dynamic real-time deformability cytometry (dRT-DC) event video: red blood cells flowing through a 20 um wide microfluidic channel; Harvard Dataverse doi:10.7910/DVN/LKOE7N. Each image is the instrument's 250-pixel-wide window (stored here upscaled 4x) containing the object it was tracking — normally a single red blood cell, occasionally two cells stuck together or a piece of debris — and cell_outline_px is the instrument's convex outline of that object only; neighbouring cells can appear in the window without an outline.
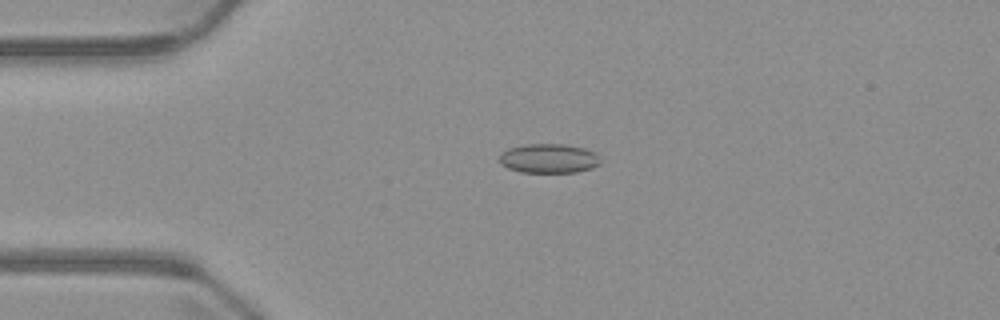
{"species": "common noctule bat (a hibernating species)", "species_latin": "Nyctalus noctula", "temperature_condition": "warm", "stored_images_in_passage": 4, "camera_frame_rate_fps": 3000, "um_per_image_px": 0.085, "animal": {"sex": "male", "body_mass_g": 23.1, "forearm_length_mm": 52.7}, "frame": {"image": 1, "passage_image": 3, "time_ms": 3.667, "image_size_px": [1000, 320], "cell_outline_px": [[600, 164], [592, 168], [576, 172], [520, 172], [508, 168], [500, 164], [500, 152], [508, 148], [528, 144], [564, 144], [584, 148], [596, 152]], "centroid_in_image_um": [46.63, 13.46], "position_along_channel_um": 38.4, "area_um2": 17.28}}